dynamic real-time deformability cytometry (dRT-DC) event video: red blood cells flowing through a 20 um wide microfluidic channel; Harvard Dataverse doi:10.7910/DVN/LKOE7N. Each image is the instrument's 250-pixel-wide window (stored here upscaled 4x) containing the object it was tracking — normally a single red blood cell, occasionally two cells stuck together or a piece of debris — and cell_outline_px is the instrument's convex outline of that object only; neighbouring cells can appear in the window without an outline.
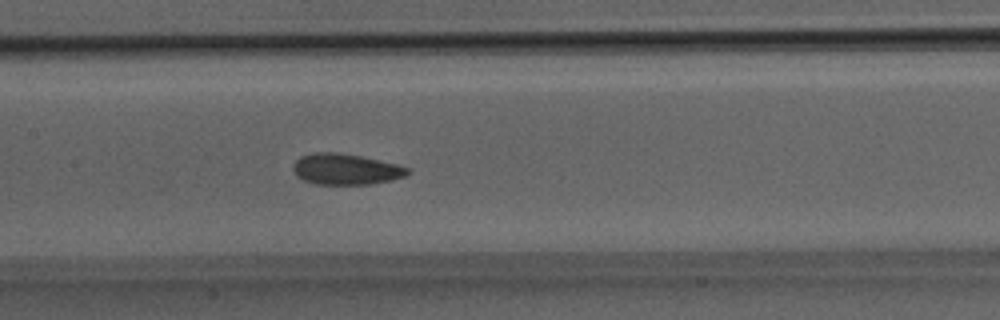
{"species": "Egyptian fruit bat (a non-hibernating species)", "species_latin": "Rousettus aegyptiacus", "temperature_condition": "room temperature", "stored_images_in_passage": 33, "segment_of_instrument_passage": [1, 2], "camera_frame_rate_fps": 3000, "um_per_image_px": 0.085, "animal": {"sex": "male"}, "frame": {"image": 1, "passage_image": 16, "time_ms": 5.0, "image_size_px": [1000, 320], "cell_outline_px": [[412, 172], [404, 176], [392, 180], [368, 184], [316, 184], [304, 180], [296, 176], [292, 168], [292, 164], [300, 156], [312, 152], [336, 152], [360, 156], [396, 164], [408, 168]], "centroid_in_image_um": [29.35, 14.38], "position_along_channel_um": 178.1, "area_um2": 20.63}}
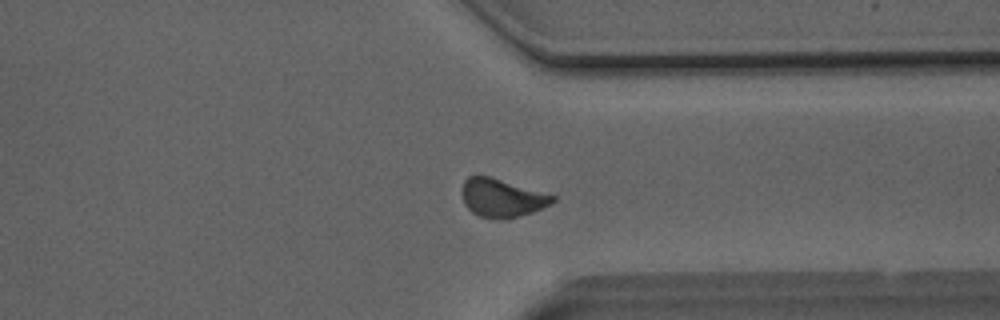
{"frame": {"image": 2, "passage_image": 25, "time_ms": 8.0, "image_size_px": [1000, 320], "cell_outline_px": [[556, 200], [552, 204], [532, 212], [504, 220], [480, 216], [472, 212], [464, 204], [464, 180], [468, 176], [492, 176], [556, 196]], "centroid_in_image_um": [42.7, 16.82], "position_along_channel_um": 368.7, "area_um2": 20.11}}
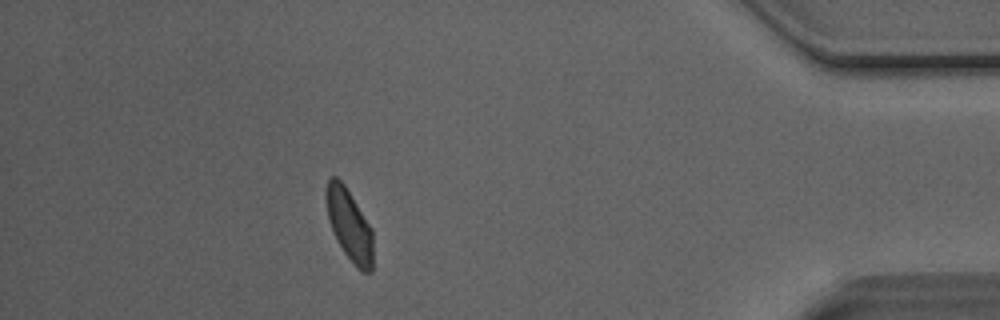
{"frame": {"image": 3, "passage_image": 29, "time_ms": 9.333, "image_size_px": [1000, 320], "cell_outline_px": [[372, 272], [360, 272], [356, 268], [344, 252], [328, 220], [324, 196], [324, 188], [328, 176], [336, 176], [344, 184], [372, 228]], "centroid_in_image_um": [29.66, 19.07], "position_along_channel_um": 405.5, "area_um2": 19.71}}